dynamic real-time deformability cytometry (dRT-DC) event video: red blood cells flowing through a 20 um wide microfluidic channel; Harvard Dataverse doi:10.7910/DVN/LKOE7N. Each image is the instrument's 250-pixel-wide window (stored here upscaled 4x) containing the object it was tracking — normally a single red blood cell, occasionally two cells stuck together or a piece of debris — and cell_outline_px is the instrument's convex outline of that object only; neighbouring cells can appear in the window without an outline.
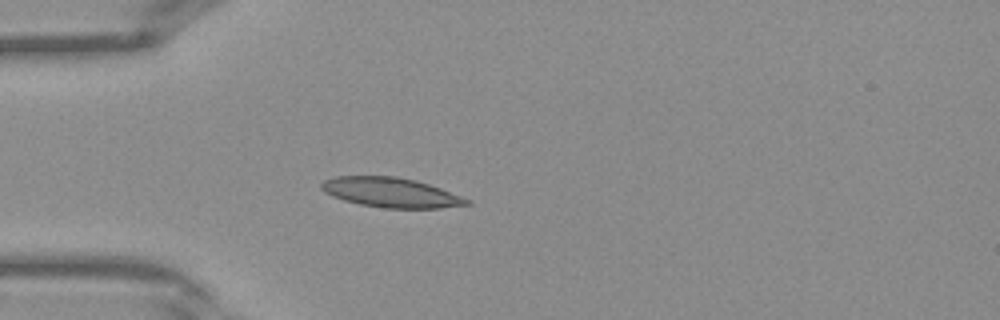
{"species": "Egyptian fruit bat (a non-hibernating species)", "species_latin": "Rousettus aegyptiacus", "temperature_condition": "warm", "stored_images_in_passage": 30, "camera_frame_rate_fps": 3000, "um_per_image_px": 0.085, "frame": {"image": 1, "passage_image": 1, "time_ms": 0.0, "image_size_px": [1000, 320], "cell_outline_px": [[472, 204], [440, 208], [384, 208], [360, 204], [344, 200], [332, 196], [324, 192], [320, 188], [320, 184], [324, 180], [336, 176], [396, 176], [416, 180], [440, 188], [472, 200]], "centroid_in_image_um": [33.23, 16.36], "position_along_channel_um": 51.8, "area_um2": 25.26}}
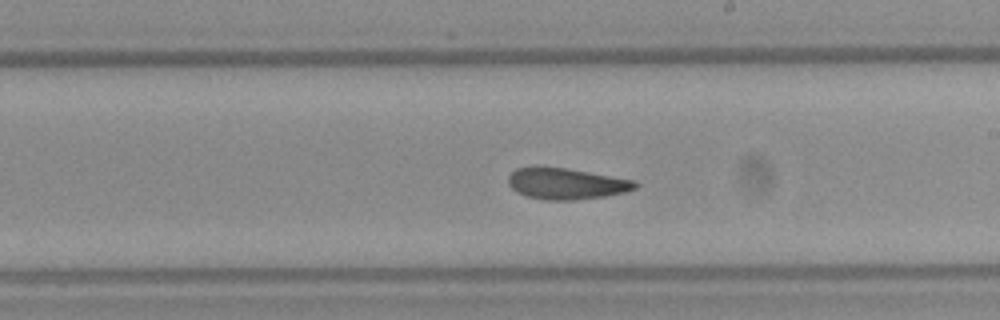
{"frame": {"image": 2, "passage_image": 13, "time_ms": 4.0, "image_size_px": [1000, 320], "cell_outline_px": [[640, 184], [636, 188], [624, 192], [608, 196], [576, 200], [548, 200], [528, 196], [516, 192], [508, 184], [508, 176], [516, 168], [564, 168], [636, 180]], "centroid_in_image_um": [48.18, 15.63], "position_along_channel_um": 240.8, "area_um2": 22.83}}
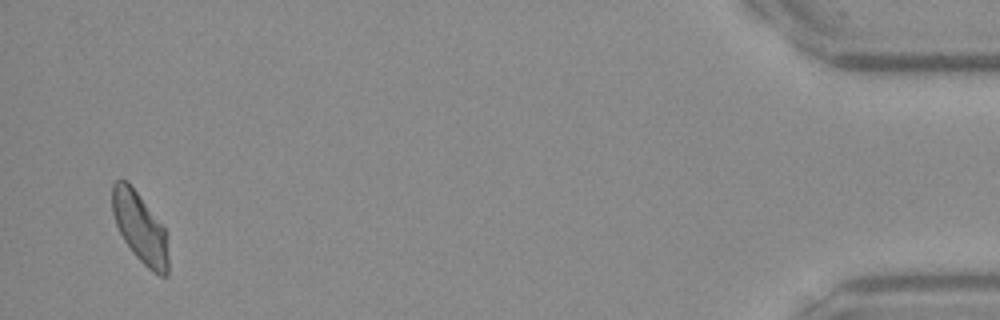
{"frame": {"image": 3, "passage_image": 29, "time_ms": 9.333, "image_size_px": [1000, 320], "cell_outline_px": [[168, 276], [160, 276], [152, 272], [132, 252], [124, 240], [116, 224], [112, 212], [112, 184], [116, 180], [128, 180], [164, 228], [168, 256]], "centroid_in_image_um": [11.88, 19.35], "position_along_channel_um": 423.3, "area_um2": 22.66}}